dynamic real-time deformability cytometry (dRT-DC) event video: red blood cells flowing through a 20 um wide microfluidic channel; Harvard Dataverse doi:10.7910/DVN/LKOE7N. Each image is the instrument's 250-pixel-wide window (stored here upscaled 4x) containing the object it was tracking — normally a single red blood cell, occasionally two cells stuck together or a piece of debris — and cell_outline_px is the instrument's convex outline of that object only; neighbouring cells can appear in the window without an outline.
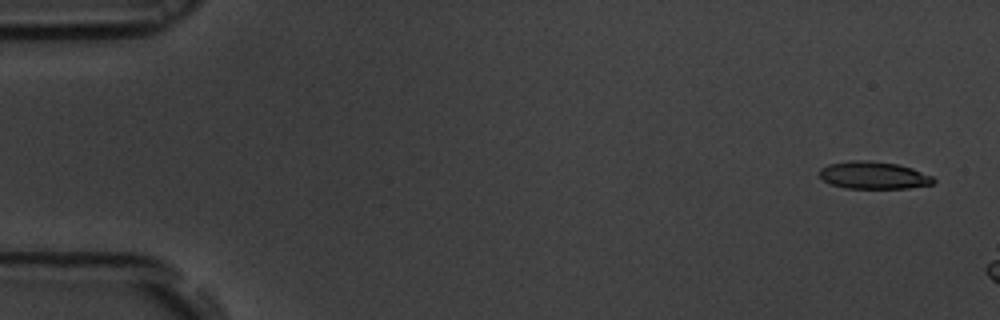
{"species": "common noctule bat (a hibernating species)", "species_latin": "Nyctalus noctula", "temperature_condition": "room temperature", "stored_images_in_passage": 7, "camera_frame_rate_fps": 3000, "um_per_image_px": 0.085, "animal": {"sex": "male", "body_mass_g": 19.5, "forearm_length_mm": 54.6}, "frame": {"image": 1, "passage_image": 1, "time_ms": 0.0, "image_size_px": [1000, 320], "cell_outline_px": [[936, 180], [932, 184], [908, 188], [844, 188], [832, 184], [824, 180], [820, 176], [820, 168], [828, 164], [852, 160], [868, 160], [896, 164], [912, 168], [932, 176]], "centroid_in_image_um": [74.25, 14.89], "position_along_channel_um": 10.7, "area_um2": 18.09}}